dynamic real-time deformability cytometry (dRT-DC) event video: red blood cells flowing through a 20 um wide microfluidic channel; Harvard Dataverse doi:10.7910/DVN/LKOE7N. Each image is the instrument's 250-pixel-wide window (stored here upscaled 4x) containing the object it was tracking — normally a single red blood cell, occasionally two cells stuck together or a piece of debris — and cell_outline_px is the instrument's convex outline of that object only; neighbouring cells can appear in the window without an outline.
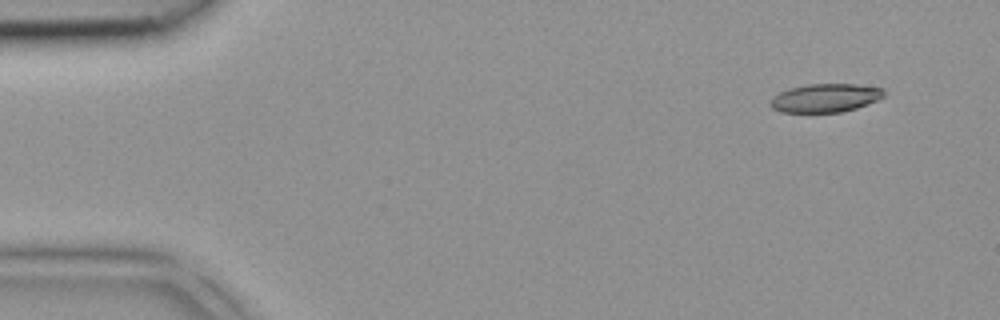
{"species": "common noctule bat (a hibernating species)", "species_latin": "Nyctalus noctula", "temperature_condition": "room temperature", "stored_images_in_passage": 4, "camera_frame_rate_fps": 3000, "um_per_image_px": 0.085, "animal": {"sex": "female", "body_mass_g": 18.4}, "frame": {"image": 1, "passage_image": 1, "time_ms": 0.0, "image_size_px": [1000, 320], "cell_outline_px": [[884, 96], [868, 104], [856, 108], [840, 112], [780, 112], [772, 108], [768, 104], [772, 96], [788, 88], [808, 84], [856, 84], [884, 88]], "centroid_in_image_um": [70.12, 8.32], "position_along_channel_um": 14.9, "area_um2": 18.96}}
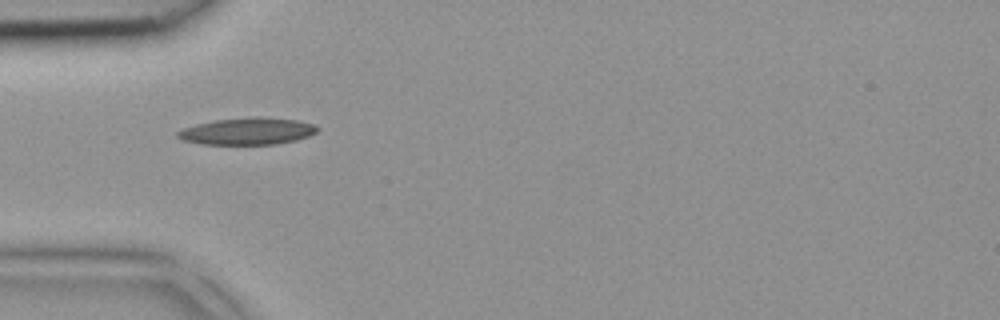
{"frame": {"image": 2, "passage_image": 4, "time_ms": 1.0, "image_size_px": [1000, 320], "cell_outline_px": [[320, 128], [316, 132], [308, 136], [296, 140], [276, 144], [200, 144], [180, 140], [176, 136], [176, 132], [180, 128], [212, 120], [252, 116], [260, 116], [296, 120], [316, 124]], "centroid_in_image_um": [20.99, 11.14], "position_along_channel_um": 64.0, "area_um2": 22.37}}